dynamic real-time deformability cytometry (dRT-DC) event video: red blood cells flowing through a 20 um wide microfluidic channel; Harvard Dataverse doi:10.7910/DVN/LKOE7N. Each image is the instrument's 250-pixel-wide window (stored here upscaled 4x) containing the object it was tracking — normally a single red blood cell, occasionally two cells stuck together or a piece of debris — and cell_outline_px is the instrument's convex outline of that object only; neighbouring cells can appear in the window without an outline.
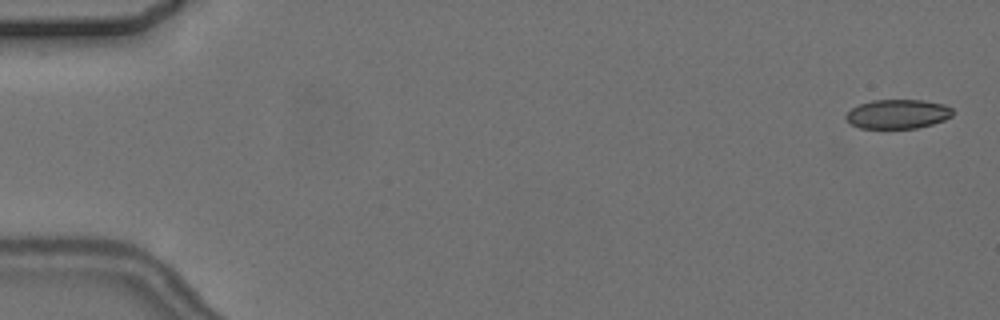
{"species": "common noctule bat (a hibernating species)", "species_latin": "Nyctalus noctula", "temperature_condition": "cold", "stored_images_in_passage": 5, "camera_frame_rate_fps": 3000, "um_per_image_px": 0.085, "animal": {"sex": "female", "body_mass_g": 24.6, "forearm_length_mm": 56.2}, "frame": {"image": 1, "passage_image": 1, "time_ms": 0.0, "image_size_px": [1000, 320], "cell_outline_px": [[952, 116], [944, 120], [932, 124], [916, 128], [860, 128], [852, 124], [844, 116], [852, 108], [860, 104], [872, 100], [920, 100], [944, 104], [952, 108]], "centroid_in_image_um": [76.31, 9.69], "position_along_channel_um": 8.7, "area_um2": 18.03}}
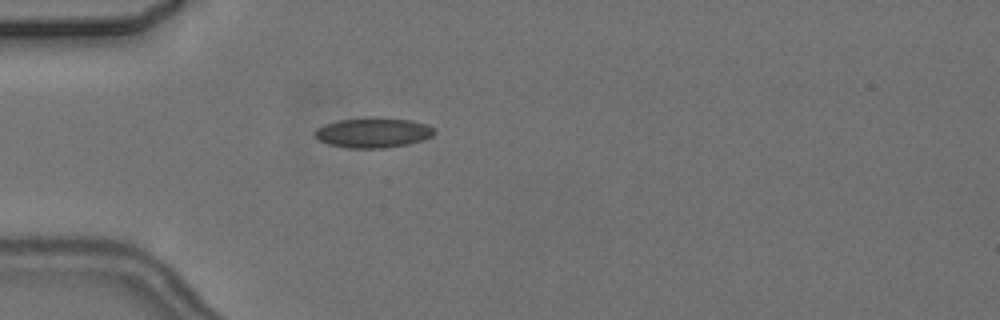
{"frame": {"image": 2, "passage_image": 5, "time_ms": 5.0, "image_size_px": [1000, 320], "cell_outline_px": [[436, 132], [432, 136], [424, 140], [408, 144], [384, 148], [348, 148], [328, 144], [320, 140], [316, 136], [316, 128], [324, 124], [336, 120], [412, 120], [428, 124], [436, 128]], "centroid_in_image_um": [31.77, 11.32], "position_along_channel_um": 53.2, "area_um2": 20.23}}